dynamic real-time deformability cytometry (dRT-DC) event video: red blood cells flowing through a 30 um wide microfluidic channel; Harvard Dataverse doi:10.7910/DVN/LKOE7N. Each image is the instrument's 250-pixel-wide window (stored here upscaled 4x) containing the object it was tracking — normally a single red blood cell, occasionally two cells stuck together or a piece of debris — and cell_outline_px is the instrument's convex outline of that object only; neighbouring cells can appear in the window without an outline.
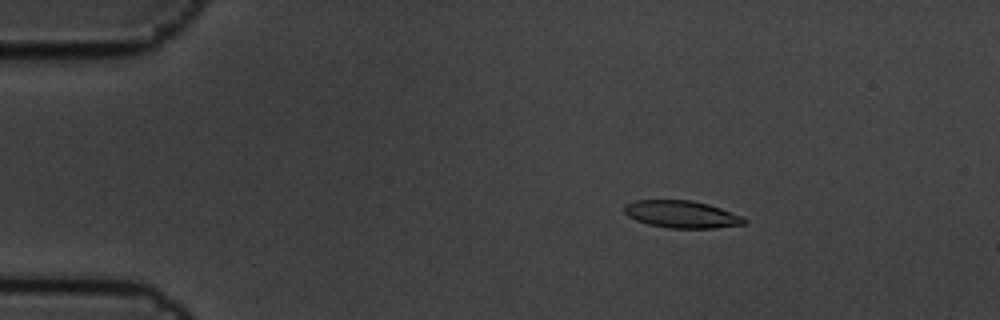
{"species": "common noctule bat (a hibernating species)", "species_latin": "Nyctalus noctula", "temperature_condition": "cold", "stored_images_in_passage": 5, "camera_frame_rate_fps": 3000, "um_per_image_px": 0.085, "animal": {"sex": "male", "body_mass_g": 19.5, "forearm_length_mm": 54.6}, "frame": {"image": 1, "passage_image": 3, "time_ms": 0.667, "image_size_px": [1000, 320], "cell_outline_px": [[748, 220], [744, 224], [712, 228], [668, 228], [648, 224], [636, 220], [628, 216], [624, 212], [624, 204], [636, 200], [692, 200], [708, 204], [744, 216]], "centroid_in_image_um": [57.94, 18.21], "position_along_channel_um": 27.1, "area_um2": 19.13}}